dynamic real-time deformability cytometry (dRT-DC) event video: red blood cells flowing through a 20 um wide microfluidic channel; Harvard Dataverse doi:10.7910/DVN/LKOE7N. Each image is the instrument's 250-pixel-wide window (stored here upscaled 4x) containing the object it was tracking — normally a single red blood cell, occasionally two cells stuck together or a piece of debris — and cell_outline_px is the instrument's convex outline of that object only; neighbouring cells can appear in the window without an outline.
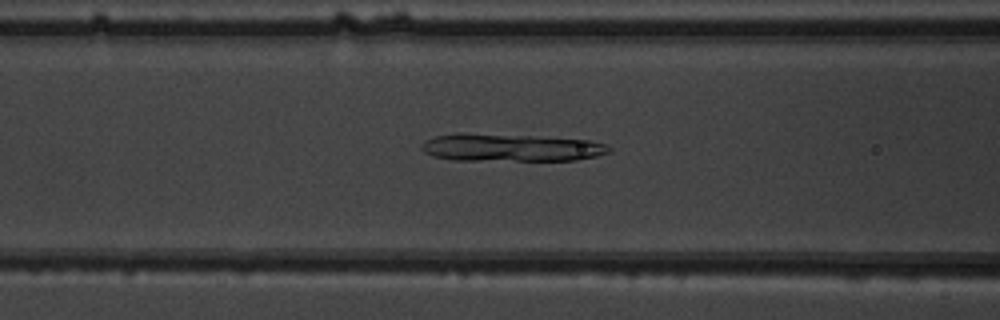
{"species": "common noctule bat (a hibernating species)", "species_latin": "Nyctalus noctula", "temperature_condition": "warm", "stored_images_in_passage": 40, "camera_frame_rate_fps": 3000, "um_per_image_px": 0.085, "animal": {"sex": "male", "body_mass_g": 19.5, "forearm_length_mm": 54.6}, "frame": {"image": 1, "passage_image": 11, "time_ms": 3.333, "image_size_px": [1000, 320], "cell_outline_px": [[612, 152], [596, 156], [576, 160], [452, 160], [432, 156], [424, 152], [420, 148], [420, 144], [424, 140], [436, 136], [460, 132], [532, 136], [588, 140], [604, 144], [612, 148]], "centroid_in_image_um": [43.36, 12.54], "position_along_channel_um": 123.2, "area_um2": 30.35}}
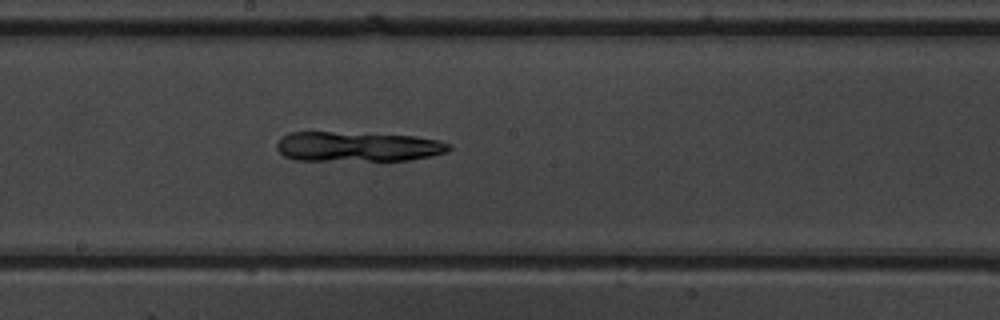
{"frame": {"image": 2, "passage_image": 18, "time_ms": 5.667, "image_size_px": [1000, 320], "cell_outline_px": [[452, 148], [444, 152], [428, 156], [408, 160], [296, 160], [284, 156], [276, 148], [276, 144], [280, 136], [288, 132], [332, 132], [416, 136], [440, 140], [452, 144]], "centroid_in_image_um": [30.36, 12.45], "position_along_channel_um": 217.8, "area_um2": 29.94}}
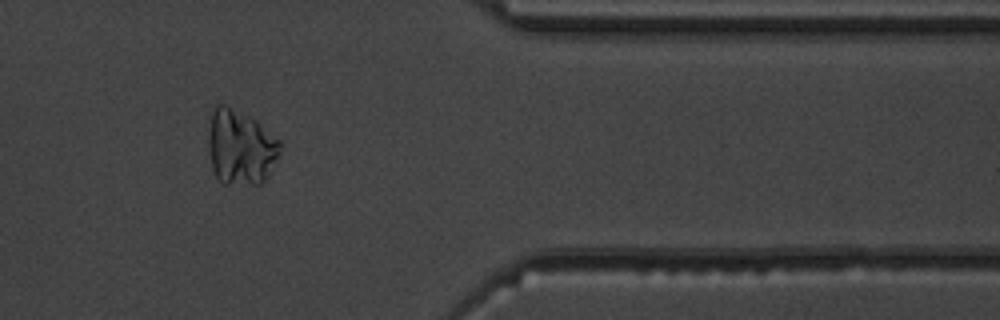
{"frame": {"image": 3, "passage_image": 32, "time_ms": 10.333, "image_size_px": [1000, 320], "cell_outline_px": [[280, 152], [264, 180], [260, 184], [224, 184], [216, 176], [212, 168], [208, 144], [208, 116], [212, 108], [216, 104], [224, 104], [256, 120], [280, 140]], "centroid_in_image_um": [20.4, 12.48], "position_along_channel_um": 391.0, "area_um2": 31.44}}